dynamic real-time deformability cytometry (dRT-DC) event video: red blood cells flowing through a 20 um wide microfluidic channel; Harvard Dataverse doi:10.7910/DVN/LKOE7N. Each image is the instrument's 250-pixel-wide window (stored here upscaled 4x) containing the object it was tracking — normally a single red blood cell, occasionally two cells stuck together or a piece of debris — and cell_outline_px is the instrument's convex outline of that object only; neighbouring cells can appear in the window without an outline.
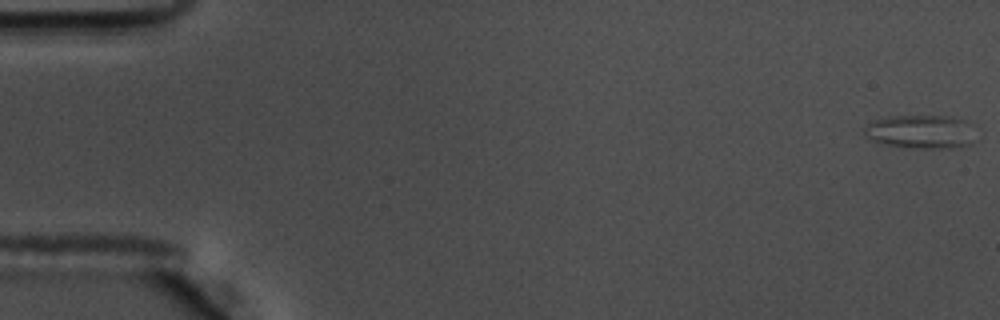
{"species": "common noctule bat (a hibernating species)", "species_latin": "Nyctalus noctula", "temperature_condition": "warm", "stored_images_in_passage": 11, "camera_frame_rate_fps": 3000, "um_per_image_px": 0.085, "animal": {"sex": "male", "body_mass_g": 17.5, "forearm_length_mm": 52.3}, "frame": {"image": 1, "passage_image": 1, "time_ms": 0.0, "image_size_px": [1000, 320], "cell_outline_px": [[980, 140], [972, 144], [960, 148], [908, 148], [888, 144], [872, 140], [864, 132], [864, 128], [872, 120], [888, 116], [944, 116], [968, 120], [976, 124]], "centroid_in_image_um": [78.47, 11.2], "position_along_channel_um": 6.5, "area_um2": 22.77}}